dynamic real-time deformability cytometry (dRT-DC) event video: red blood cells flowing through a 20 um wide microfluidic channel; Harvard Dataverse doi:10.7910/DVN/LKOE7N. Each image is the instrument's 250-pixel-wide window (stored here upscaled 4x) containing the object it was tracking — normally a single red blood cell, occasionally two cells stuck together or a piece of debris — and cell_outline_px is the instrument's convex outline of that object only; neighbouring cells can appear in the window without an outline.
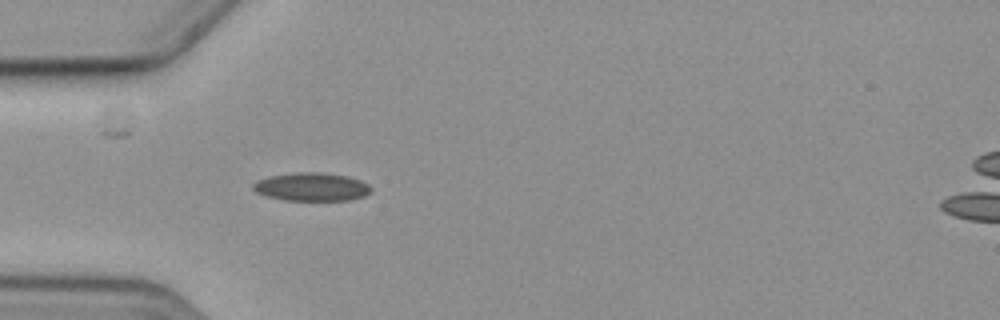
{"species": "common noctule bat (a hibernating species)", "species_latin": "Nyctalus noctula", "temperature_condition": "cold", "stored_images_in_passage": 1, "camera_frame_rate_fps": 3000, "um_per_image_px": 0.085, "animal": {"sex": "female", "body_mass_g": 19.3, "forearm_length_mm": 54.1}, "frame": {"image": 1, "passage_image": 1, "time_ms": 0.0, "image_size_px": [1000, 320], "cell_outline_px": [[372, 192], [364, 196], [348, 200], [284, 200], [268, 196], [256, 192], [252, 188], [252, 184], [256, 180], [272, 176], [296, 172], [320, 172], [348, 176], [360, 180], [368, 184], [372, 188]], "centroid_in_image_um": [26.51, 15.88], "position_along_channel_um": 58.5, "area_um2": 19.42}}